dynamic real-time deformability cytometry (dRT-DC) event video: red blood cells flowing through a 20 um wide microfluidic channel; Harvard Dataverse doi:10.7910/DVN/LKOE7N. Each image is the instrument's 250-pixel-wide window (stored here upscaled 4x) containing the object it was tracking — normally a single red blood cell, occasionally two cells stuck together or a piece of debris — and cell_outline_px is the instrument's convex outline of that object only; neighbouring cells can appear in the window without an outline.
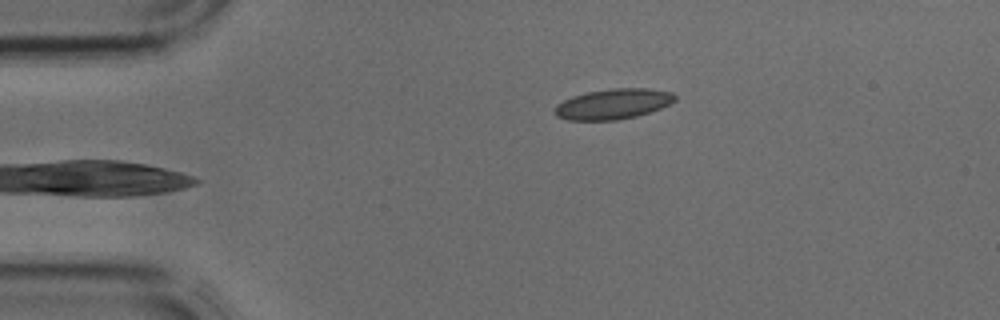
{"species": "common noctule bat (a hibernating species)", "species_latin": "Nyctalus noctula", "temperature_condition": "cold", "stored_images_in_passage": 3, "camera_frame_rate_fps": 3000, "um_per_image_px": 0.085, "animal": {"sex": "male", "body_mass_g": 17.9, "forearm_length_mm": 54.2}, "frame": {"image": 1, "passage_image": 3, "time_ms": 0.667, "image_size_px": [1000, 320], "cell_outline_px": [[676, 100], [660, 108], [636, 116], [616, 120], [568, 120], [556, 116], [556, 104], [572, 96], [588, 92], [612, 88], [648, 88], [672, 92], [676, 96]], "centroid_in_image_um": [52.12, 8.83], "position_along_channel_um": 32.9, "area_um2": 21.1}}